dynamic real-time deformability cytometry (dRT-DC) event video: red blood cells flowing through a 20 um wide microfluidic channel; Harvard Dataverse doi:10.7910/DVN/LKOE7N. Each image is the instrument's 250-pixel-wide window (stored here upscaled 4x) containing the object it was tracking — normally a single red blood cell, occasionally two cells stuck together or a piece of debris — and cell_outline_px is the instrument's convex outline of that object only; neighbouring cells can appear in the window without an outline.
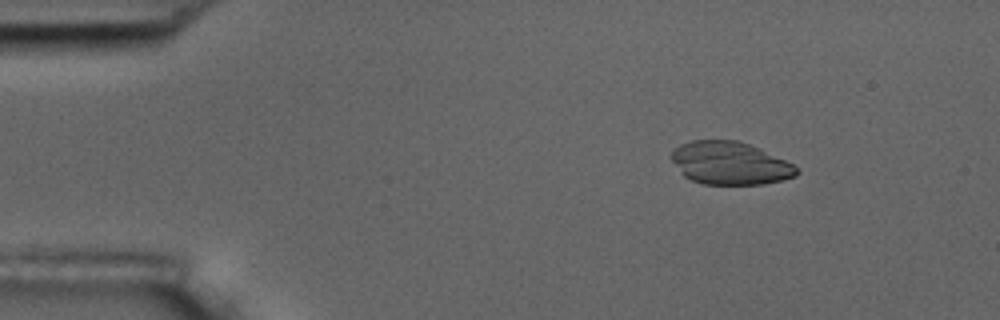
{"species": "common noctule bat (a hibernating species)", "species_latin": "Nyctalus noctula", "temperature_condition": "room temperature", "stored_images_in_passage": 6, "camera_frame_rate_fps": 3000, "um_per_image_px": 0.085, "animal": {"sex": "male", "body_mass_g": 17.5, "forearm_length_mm": 52.3}, "frame": {"image": 1, "passage_image": 2, "time_ms": 1.333, "image_size_px": [1000, 320], "cell_outline_px": [[800, 172], [796, 176], [764, 184], [704, 184], [692, 180], [684, 176], [680, 172], [672, 160], [672, 152], [680, 144], [692, 140], [740, 140], [760, 148], [792, 164]], "centroid_in_image_um": [62.04, 13.86], "position_along_channel_um": 23.0, "area_um2": 31.1}}